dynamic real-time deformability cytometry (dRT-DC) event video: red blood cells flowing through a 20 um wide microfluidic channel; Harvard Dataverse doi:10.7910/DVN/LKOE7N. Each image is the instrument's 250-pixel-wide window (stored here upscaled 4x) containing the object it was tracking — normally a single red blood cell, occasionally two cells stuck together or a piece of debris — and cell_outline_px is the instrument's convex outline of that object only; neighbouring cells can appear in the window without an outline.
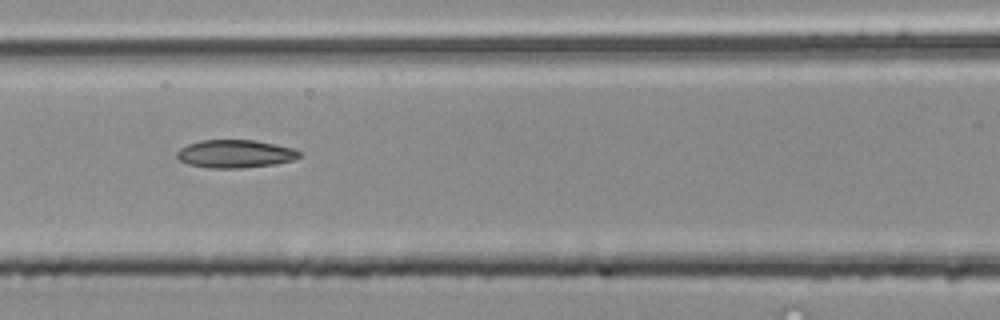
{"species": "common noctule bat (a hibernating species)", "species_latin": "Nyctalus noctula", "temperature_condition": "room temperature", "stored_images_in_passage": 4, "camera_frame_rate_fps": 3000, "um_per_image_px": 0.085, "animal": {"sex": "male", "body_mass_g": 20.4}, "frame": {"image": 1, "passage_image": 4, "time_ms": 1.0, "image_size_px": [1000, 320], "cell_outline_px": [[300, 156], [292, 160], [276, 164], [240, 168], [208, 168], [188, 164], [180, 160], [176, 156], [176, 152], [180, 148], [188, 144], [200, 140], [256, 140], [276, 144], [292, 148], [300, 152]], "centroid_in_image_um": [19.97, 13.07], "position_along_channel_um": 146.6, "area_um2": 20.0}}